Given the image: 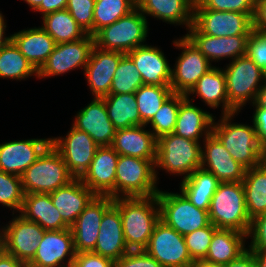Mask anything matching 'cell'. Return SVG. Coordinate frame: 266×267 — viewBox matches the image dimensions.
I'll list each match as a JSON object with an SVG mask.
<instances>
[{
    "label": "cell",
    "instance_id": "cell-18",
    "mask_svg": "<svg viewBox=\"0 0 266 267\" xmlns=\"http://www.w3.org/2000/svg\"><path fill=\"white\" fill-rule=\"evenodd\" d=\"M201 168L213 173L220 182H242L246 168L235 161L221 141L213 134L203 138Z\"/></svg>",
    "mask_w": 266,
    "mask_h": 267
},
{
    "label": "cell",
    "instance_id": "cell-38",
    "mask_svg": "<svg viewBox=\"0 0 266 267\" xmlns=\"http://www.w3.org/2000/svg\"><path fill=\"white\" fill-rule=\"evenodd\" d=\"M29 76L37 77L38 71L10 41L0 49V78L24 80Z\"/></svg>",
    "mask_w": 266,
    "mask_h": 267
},
{
    "label": "cell",
    "instance_id": "cell-54",
    "mask_svg": "<svg viewBox=\"0 0 266 267\" xmlns=\"http://www.w3.org/2000/svg\"><path fill=\"white\" fill-rule=\"evenodd\" d=\"M224 267H257L252 252L248 249L236 260L224 265Z\"/></svg>",
    "mask_w": 266,
    "mask_h": 267
},
{
    "label": "cell",
    "instance_id": "cell-11",
    "mask_svg": "<svg viewBox=\"0 0 266 267\" xmlns=\"http://www.w3.org/2000/svg\"><path fill=\"white\" fill-rule=\"evenodd\" d=\"M144 251L163 267H192L184 236L159 220Z\"/></svg>",
    "mask_w": 266,
    "mask_h": 267
},
{
    "label": "cell",
    "instance_id": "cell-31",
    "mask_svg": "<svg viewBox=\"0 0 266 267\" xmlns=\"http://www.w3.org/2000/svg\"><path fill=\"white\" fill-rule=\"evenodd\" d=\"M197 95L210 108H222V115L237 112L228 101L226 78L222 68L213 66L186 95ZM222 104V105H221Z\"/></svg>",
    "mask_w": 266,
    "mask_h": 267
},
{
    "label": "cell",
    "instance_id": "cell-46",
    "mask_svg": "<svg viewBox=\"0 0 266 267\" xmlns=\"http://www.w3.org/2000/svg\"><path fill=\"white\" fill-rule=\"evenodd\" d=\"M96 0H68L66 9L84 31L93 36V10Z\"/></svg>",
    "mask_w": 266,
    "mask_h": 267
},
{
    "label": "cell",
    "instance_id": "cell-22",
    "mask_svg": "<svg viewBox=\"0 0 266 267\" xmlns=\"http://www.w3.org/2000/svg\"><path fill=\"white\" fill-rule=\"evenodd\" d=\"M125 53L93 47L90 59L84 68L92 96L102 98L110 94V87L118 63Z\"/></svg>",
    "mask_w": 266,
    "mask_h": 267
},
{
    "label": "cell",
    "instance_id": "cell-27",
    "mask_svg": "<svg viewBox=\"0 0 266 267\" xmlns=\"http://www.w3.org/2000/svg\"><path fill=\"white\" fill-rule=\"evenodd\" d=\"M96 194L80 179L50 193L53 205L59 210L62 219L71 226L84 211Z\"/></svg>",
    "mask_w": 266,
    "mask_h": 267
},
{
    "label": "cell",
    "instance_id": "cell-37",
    "mask_svg": "<svg viewBox=\"0 0 266 267\" xmlns=\"http://www.w3.org/2000/svg\"><path fill=\"white\" fill-rule=\"evenodd\" d=\"M42 20L41 27L54 39L56 44L77 41L87 35L67 9L46 14Z\"/></svg>",
    "mask_w": 266,
    "mask_h": 267
},
{
    "label": "cell",
    "instance_id": "cell-14",
    "mask_svg": "<svg viewBox=\"0 0 266 267\" xmlns=\"http://www.w3.org/2000/svg\"><path fill=\"white\" fill-rule=\"evenodd\" d=\"M51 145L61 155L75 179H80L88 170L98 148L87 133L73 126L64 138L52 137Z\"/></svg>",
    "mask_w": 266,
    "mask_h": 267
},
{
    "label": "cell",
    "instance_id": "cell-64",
    "mask_svg": "<svg viewBox=\"0 0 266 267\" xmlns=\"http://www.w3.org/2000/svg\"><path fill=\"white\" fill-rule=\"evenodd\" d=\"M136 4H138L141 0H133Z\"/></svg>",
    "mask_w": 266,
    "mask_h": 267
},
{
    "label": "cell",
    "instance_id": "cell-56",
    "mask_svg": "<svg viewBox=\"0 0 266 267\" xmlns=\"http://www.w3.org/2000/svg\"><path fill=\"white\" fill-rule=\"evenodd\" d=\"M252 106L255 109H266V82H263Z\"/></svg>",
    "mask_w": 266,
    "mask_h": 267
},
{
    "label": "cell",
    "instance_id": "cell-55",
    "mask_svg": "<svg viewBox=\"0 0 266 267\" xmlns=\"http://www.w3.org/2000/svg\"><path fill=\"white\" fill-rule=\"evenodd\" d=\"M0 267H26V265L15 256L4 251L0 256Z\"/></svg>",
    "mask_w": 266,
    "mask_h": 267
},
{
    "label": "cell",
    "instance_id": "cell-52",
    "mask_svg": "<svg viewBox=\"0 0 266 267\" xmlns=\"http://www.w3.org/2000/svg\"><path fill=\"white\" fill-rule=\"evenodd\" d=\"M253 31L266 33V0H256Z\"/></svg>",
    "mask_w": 266,
    "mask_h": 267
},
{
    "label": "cell",
    "instance_id": "cell-21",
    "mask_svg": "<svg viewBox=\"0 0 266 267\" xmlns=\"http://www.w3.org/2000/svg\"><path fill=\"white\" fill-rule=\"evenodd\" d=\"M72 126L87 133L98 147L111 146L117 130L108 117L104 99L97 97L79 110Z\"/></svg>",
    "mask_w": 266,
    "mask_h": 267
},
{
    "label": "cell",
    "instance_id": "cell-16",
    "mask_svg": "<svg viewBox=\"0 0 266 267\" xmlns=\"http://www.w3.org/2000/svg\"><path fill=\"white\" fill-rule=\"evenodd\" d=\"M18 215L3 227L5 251L27 265L33 259L45 230L38 223Z\"/></svg>",
    "mask_w": 266,
    "mask_h": 267
},
{
    "label": "cell",
    "instance_id": "cell-19",
    "mask_svg": "<svg viewBox=\"0 0 266 267\" xmlns=\"http://www.w3.org/2000/svg\"><path fill=\"white\" fill-rule=\"evenodd\" d=\"M51 145V138L14 140L0 144V171L22 176Z\"/></svg>",
    "mask_w": 266,
    "mask_h": 267
},
{
    "label": "cell",
    "instance_id": "cell-43",
    "mask_svg": "<svg viewBox=\"0 0 266 267\" xmlns=\"http://www.w3.org/2000/svg\"><path fill=\"white\" fill-rule=\"evenodd\" d=\"M24 195L21 177L0 171V203L13 210L12 215L20 212Z\"/></svg>",
    "mask_w": 266,
    "mask_h": 267
},
{
    "label": "cell",
    "instance_id": "cell-17",
    "mask_svg": "<svg viewBox=\"0 0 266 267\" xmlns=\"http://www.w3.org/2000/svg\"><path fill=\"white\" fill-rule=\"evenodd\" d=\"M113 205L108 195H96L70 226L76 253L93 252L104 213Z\"/></svg>",
    "mask_w": 266,
    "mask_h": 267
},
{
    "label": "cell",
    "instance_id": "cell-60",
    "mask_svg": "<svg viewBox=\"0 0 266 267\" xmlns=\"http://www.w3.org/2000/svg\"><path fill=\"white\" fill-rule=\"evenodd\" d=\"M23 1H25L28 4V6L31 7L33 11V10H36L40 6L42 0H23Z\"/></svg>",
    "mask_w": 266,
    "mask_h": 267
},
{
    "label": "cell",
    "instance_id": "cell-23",
    "mask_svg": "<svg viewBox=\"0 0 266 267\" xmlns=\"http://www.w3.org/2000/svg\"><path fill=\"white\" fill-rule=\"evenodd\" d=\"M185 34L200 52L212 63L225 58L230 61L246 55L247 42L250 35H235L229 37L208 36L198 31L193 25Z\"/></svg>",
    "mask_w": 266,
    "mask_h": 267
},
{
    "label": "cell",
    "instance_id": "cell-53",
    "mask_svg": "<svg viewBox=\"0 0 266 267\" xmlns=\"http://www.w3.org/2000/svg\"><path fill=\"white\" fill-rule=\"evenodd\" d=\"M68 0H42L40 6L34 12H40L42 17L46 14L66 9Z\"/></svg>",
    "mask_w": 266,
    "mask_h": 267
},
{
    "label": "cell",
    "instance_id": "cell-41",
    "mask_svg": "<svg viewBox=\"0 0 266 267\" xmlns=\"http://www.w3.org/2000/svg\"><path fill=\"white\" fill-rule=\"evenodd\" d=\"M144 85L132 59L125 54L118 63L110 87V94L135 93Z\"/></svg>",
    "mask_w": 266,
    "mask_h": 267
},
{
    "label": "cell",
    "instance_id": "cell-61",
    "mask_svg": "<svg viewBox=\"0 0 266 267\" xmlns=\"http://www.w3.org/2000/svg\"><path fill=\"white\" fill-rule=\"evenodd\" d=\"M5 251V243H4V231L3 228L0 229V256Z\"/></svg>",
    "mask_w": 266,
    "mask_h": 267
},
{
    "label": "cell",
    "instance_id": "cell-1",
    "mask_svg": "<svg viewBox=\"0 0 266 267\" xmlns=\"http://www.w3.org/2000/svg\"><path fill=\"white\" fill-rule=\"evenodd\" d=\"M113 204L119 209L124 239L130 251L144 250L156 223L160 220L157 195L118 197Z\"/></svg>",
    "mask_w": 266,
    "mask_h": 267
},
{
    "label": "cell",
    "instance_id": "cell-28",
    "mask_svg": "<svg viewBox=\"0 0 266 267\" xmlns=\"http://www.w3.org/2000/svg\"><path fill=\"white\" fill-rule=\"evenodd\" d=\"M194 98L186 97L179 105L173 133L186 139L200 142L212 133L213 114L194 106Z\"/></svg>",
    "mask_w": 266,
    "mask_h": 267
},
{
    "label": "cell",
    "instance_id": "cell-9",
    "mask_svg": "<svg viewBox=\"0 0 266 267\" xmlns=\"http://www.w3.org/2000/svg\"><path fill=\"white\" fill-rule=\"evenodd\" d=\"M157 198L160 220L183 236L211 223L208 211L197 208L181 191L159 190Z\"/></svg>",
    "mask_w": 266,
    "mask_h": 267
},
{
    "label": "cell",
    "instance_id": "cell-5",
    "mask_svg": "<svg viewBox=\"0 0 266 267\" xmlns=\"http://www.w3.org/2000/svg\"><path fill=\"white\" fill-rule=\"evenodd\" d=\"M155 160L119 155L115 176V198L157 195Z\"/></svg>",
    "mask_w": 266,
    "mask_h": 267
},
{
    "label": "cell",
    "instance_id": "cell-48",
    "mask_svg": "<svg viewBox=\"0 0 266 267\" xmlns=\"http://www.w3.org/2000/svg\"><path fill=\"white\" fill-rule=\"evenodd\" d=\"M115 267H163L144 250L129 251L115 262Z\"/></svg>",
    "mask_w": 266,
    "mask_h": 267
},
{
    "label": "cell",
    "instance_id": "cell-50",
    "mask_svg": "<svg viewBox=\"0 0 266 267\" xmlns=\"http://www.w3.org/2000/svg\"><path fill=\"white\" fill-rule=\"evenodd\" d=\"M73 267H115V261L93 252L76 253Z\"/></svg>",
    "mask_w": 266,
    "mask_h": 267
},
{
    "label": "cell",
    "instance_id": "cell-30",
    "mask_svg": "<svg viewBox=\"0 0 266 267\" xmlns=\"http://www.w3.org/2000/svg\"><path fill=\"white\" fill-rule=\"evenodd\" d=\"M11 41L38 71L55 48L54 39L42 28L23 29L11 35Z\"/></svg>",
    "mask_w": 266,
    "mask_h": 267
},
{
    "label": "cell",
    "instance_id": "cell-45",
    "mask_svg": "<svg viewBox=\"0 0 266 267\" xmlns=\"http://www.w3.org/2000/svg\"><path fill=\"white\" fill-rule=\"evenodd\" d=\"M256 0H195L193 9L255 13Z\"/></svg>",
    "mask_w": 266,
    "mask_h": 267
},
{
    "label": "cell",
    "instance_id": "cell-40",
    "mask_svg": "<svg viewBox=\"0 0 266 267\" xmlns=\"http://www.w3.org/2000/svg\"><path fill=\"white\" fill-rule=\"evenodd\" d=\"M137 7L133 0H96L93 10V36Z\"/></svg>",
    "mask_w": 266,
    "mask_h": 267
},
{
    "label": "cell",
    "instance_id": "cell-44",
    "mask_svg": "<svg viewBox=\"0 0 266 267\" xmlns=\"http://www.w3.org/2000/svg\"><path fill=\"white\" fill-rule=\"evenodd\" d=\"M216 229L217 228L210 223L208 226L197 229L184 236L188 252L194 262L205 259Z\"/></svg>",
    "mask_w": 266,
    "mask_h": 267
},
{
    "label": "cell",
    "instance_id": "cell-59",
    "mask_svg": "<svg viewBox=\"0 0 266 267\" xmlns=\"http://www.w3.org/2000/svg\"><path fill=\"white\" fill-rule=\"evenodd\" d=\"M192 267H224V265L213 264V263H209V262H206V261L202 260V261L195 262L192 265Z\"/></svg>",
    "mask_w": 266,
    "mask_h": 267
},
{
    "label": "cell",
    "instance_id": "cell-36",
    "mask_svg": "<svg viewBox=\"0 0 266 267\" xmlns=\"http://www.w3.org/2000/svg\"><path fill=\"white\" fill-rule=\"evenodd\" d=\"M102 98L108 117L116 129L142 125L134 93L109 94Z\"/></svg>",
    "mask_w": 266,
    "mask_h": 267
},
{
    "label": "cell",
    "instance_id": "cell-13",
    "mask_svg": "<svg viewBox=\"0 0 266 267\" xmlns=\"http://www.w3.org/2000/svg\"><path fill=\"white\" fill-rule=\"evenodd\" d=\"M94 36L87 34L73 42L58 43L46 62L38 70V78H47L68 73L76 68L86 67L93 47Z\"/></svg>",
    "mask_w": 266,
    "mask_h": 267
},
{
    "label": "cell",
    "instance_id": "cell-15",
    "mask_svg": "<svg viewBox=\"0 0 266 267\" xmlns=\"http://www.w3.org/2000/svg\"><path fill=\"white\" fill-rule=\"evenodd\" d=\"M75 256L70 228L45 231L33 259L26 267H73Z\"/></svg>",
    "mask_w": 266,
    "mask_h": 267
},
{
    "label": "cell",
    "instance_id": "cell-51",
    "mask_svg": "<svg viewBox=\"0 0 266 267\" xmlns=\"http://www.w3.org/2000/svg\"><path fill=\"white\" fill-rule=\"evenodd\" d=\"M252 118V124H254L260 147L263 150L266 147V109H255Z\"/></svg>",
    "mask_w": 266,
    "mask_h": 267
},
{
    "label": "cell",
    "instance_id": "cell-34",
    "mask_svg": "<svg viewBox=\"0 0 266 267\" xmlns=\"http://www.w3.org/2000/svg\"><path fill=\"white\" fill-rule=\"evenodd\" d=\"M219 183L220 181L213 173L203 168H198L189 177L182 180L180 191L197 208L208 211L210 201Z\"/></svg>",
    "mask_w": 266,
    "mask_h": 267
},
{
    "label": "cell",
    "instance_id": "cell-58",
    "mask_svg": "<svg viewBox=\"0 0 266 267\" xmlns=\"http://www.w3.org/2000/svg\"><path fill=\"white\" fill-rule=\"evenodd\" d=\"M256 261L257 267H266V251L250 250Z\"/></svg>",
    "mask_w": 266,
    "mask_h": 267
},
{
    "label": "cell",
    "instance_id": "cell-35",
    "mask_svg": "<svg viewBox=\"0 0 266 267\" xmlns=\"http://www.w3.org/2000/svg\"><path fill=\"white\" fill-rule=\"evenodd\" d=\"M245 192V204L251 220L266 213V166L246 169L242 181Z\"/></svg>",
    "mask_w": 266,
    "mask_h": 267
},
{
    "label": "cell",
    "instance_id": "cell-33",
    "mask_svg": "<svg viewBox=\"0 0 266 267\" xmlns=\"http://www.w3.org/2000/svg\"><path fill=\"white\" fill-rule=\"evenodd\" d=\"M247 238V234L237 230L217 228L204 261L226 265L236 260L248 250L245 247Z\"/></svg>",
    "mask_w": 266,
    "mask_h": 267
},
{
    "label": "cell",
    "instance_id": "cell-2",
    "mask_svg": "<svg viewBox=\"0 0 266 267\" xmlns=\"http://www.w3.org/2000/svg\"><path fill=\"white\" fill-rule=\"evenodd\" d=\"M239 112L225 114L218 122H213L212 133L221 141L224 147L246 169L262 163V149L260 147L256 129L252 125L232 123V119Z\"/></svg>",
    "mask_w": 266,
    "mask_h": 267
},
{
    "label": "cell",
    "instance_id": "cell-25",
    "mask_svg": "<svg viewBox=\"0 0 266 267\" xmlns=\"http://www.w3.org/2000/svg\"><path fill=\"white\" fill-rule=\"evenodd\" d=\"M119 209L113 204L103 215L93 253L113 261L128 253Z\"/></svg>",
    "mask_w": 266,
    "mask_h": 267
},
{
    "label": "cell",
    "instance_id": "cell-12",
    "mask_svg": "<svg viewBox=\"0 0 266 267\" xmlns=\"http://www.w3.org/2000/svg\"><path fill=\"white\" fill-rule=\"evenodd\" d=\"M255 13L193 9V26L203 34L215 37L250 35Z\"/></svg>",
    "mask_w": 266,
    "mask_h": 267
},
{
    "label": "cell",
    "instance_id": "cell-62",
    "mask_svg": "<svg viewBox=\"0 0 266 267\" xmlns=\"http://www.w3.org/2000/svg\"><path fill=\"white\" fill-rule=\"evenodd\" d=\"M262 163L266 166V147L262 150Z\"/></svg>",
    "mask_w": 266,
    "mask_h": 267
},
{
    "label": "cell",
    "instance_id": "cell-29",
    "mask_svg": "<svg viewBox=\"0 0 266 267\" xmlns=\"http://www.w3.org/2000/svg\"><path fill=\"white\" fill-rule=\"evenodd\" d=\"M19 214L27 220L38 223L45 231L70 228L53 205L50 193L25 194Z\"/></svg>",
    "mask_w": 266,
    "mask_h": 267
},
{
    "label": "cell",
    "instance_id": "cell-39",
    "mask_svg": "<svg viewBox=\"0 0 266 267\" xmlns=\"http://www.w3.org/2000/svg\"><path fill=\"white\" fill-rule=\"evenodd\" d=\"M171 87H160L153 85H142L134 94L138 104V112L142 125L152 120L161 105L172 94Z\"/></svg>",
    "mask_w": 266,
    "mask_h": 267
},
{
    "label": "cell",
    "instance_id": "cell-20",
    "mask_svg": "<svg viewBox=\"0 0 266 267\" xmlns=\"http://www.w3.org/2000/svg\"><path fill=\"white\" fill-rule=\"evenodd\" d=\"M119 154L111 146L98 147L80 180L96 195L115 198V176Z\"/></svg>",
    "mask_w": 266,
    "mask_h": 267
},
{
    "label": "cell",
    "instance_id": "cell-42",
    "mask_svg": "<svg viewBox=\"0 0 266 267\" xmlns=\"http://www.w3.org/2000/svg\"><path fill=\"white\" fill-rule=\"evenodd\" d=\"M186 98L184 94L172 93L161 105L158 112L147 124L151 125V132L158 139L165 134L173 133L177 121L180 103Z\"/></svg>",
    "mask_w": 266,
    "mask_h": 267
},
{
    "label": "cell",
    "instance_id": "cell-8",
    "mask_svg": "<svg viewBox=\"0 0 266 267\" xmlns=\"http://www.w3.org/2000/svg\"><path fill=\"white\" fill-rule=\"evenodd\" d=\"M223 72L229 104L237 112L247 103L253 104L264 82L262 69L246 54L230 61Z\"/></svg>",
    "mask_w": 266,
    "mask_h": 267
},
{
    "label": "cell",
    "instance_id": "cell-10",
    "mask_svg": "<svg viewBox=\"0 0 266 267\" xmlns=\"http://www.w3.org/2000/svg\"><path fill=\"white\" fill-rule=\"evenodd\" d=\"M173 44L182 52L171 70L170 87L173 93L187 95L213 65L186 35L174 40Z\"/></svg>",
    "mask_w": 266,
    "mask_h": 267
},
{
    "label": "cell",
    "instance_id": "cell-49",
    "mask_svg": "<svg viewBox=\"0 0 266 267\" xmlns=\"http://www.w3.org/2000/svg\"><path fill=\"white\" fill-rule=\"evenodd\" d=\"M247 237H251L249 250L266 251V213L251 220Z\"/></svg>",
    "mask_w": 266,
    "mask_h": 267
},
{
    "label": "cell",
    "instance_id": "cell-47",
    "mask_svg": "<svg viewBox=\"0 0 266 267\" xmlns=\"http://www.w3.org/2000/svg\"><path fill=\"white\" fill-rule=\"evenodd\" d=\"M246 54L263 72L266 70V33L253 31L250 34Z\"/></svg>",
    "mask_w": 266,
    "mask_h": 267
},
{
    "label": "cell",
    "instance_id": "cell-57",
    "mask_svg": "<svg viewBox=\"0 0 266 267\" xmlns=\"http://www.w3.org/2000/svg\"><path fill=\"white\" fill-rule=\"evenodd\" d=\"M6 23L4 20L3 14L0 12V49L7 45L11 41V35L10 36H4L6 31Z\"/></svg>",
    "mask_w": 266,
    "mask_h": 267
},
{
    "label": "cell",
    "instance_id": "cell-24",
    "mask_svg": "<svg viewBox=\"0 0 266 267\" xmlns=\"http://www.w3.org/2000/svg\"><path fill=\"white\" fill-rule=\"evenodd\" d=\"M141 75L144 85L170 87L171 70L164 53L157 46L144 44L127 53Z\"/></svg>",
    "mask_w": 266,
    "mask_h": 267
},
{
    "label": "cell",
    "instance_id": "cell-7",
    "mask_svg": "<svg viewBox=\"0 0 266 267\" xmlns=\"http://www.w3.org/2000/svg\"><path fill=\"white\" fill-rule=\"evenodd\" d=\"M25 194L51 193L68 185L75 178L61 155L50 145L22 174Z\"/></svg>",
    "mask_w": 266,
    "mask_h": 267
},
{
    "label": "cell",
    "instance_id": "cell-26",
    "mask_svg": "<svg viewBox=\"0 0 266 267\" xmlns=\"http://www.w3.org/2000/svg\"><path fill=\"white\" fill-rule=\"evenodd\" d=\"M111 147L119 154L156 160L157 138L146 125L117 129Z\"/></svg>",
    "mask_w": 266,
    "mask_h": 267
},
{
    "label": "cell",
    "instance_id": "cell-6",
    "mask_svg": "<svg viewBox=\"0 0 266 267\" xmlns=\"http://www.w3.org/2000/svg\"><path fill=\"white\" fill-rule=\"evenodd\" d=\"M148 26L147 18L136 7L114 23L100 29L94 35L95 46L127 54L144 45L148 36Z\"/></svg>",
    "mask_w": 266,
    "mask_h": 267
},
{
    "label": "cell",
    "instance_id": "cell-32",
    "mask_svg": "<svg viewBox=\"0 0 266 267\" xmlns=\"http://www.w3.org/2000/svg\"><path fill=\"white\" fill-rule=\"evenodd\" d=\"M195 0H141L137 7L142 14L152 16L170 24L185 25L187 30L193 24Z\"/></svg>",
    "mask_w": 266,
    "mask_h": 267
},
{
    "label": "cell",
    "instance_id": "cell-4",
    "mask_svg": "<svg viewBox=\"0 0 266 267\" xmlns=\"http://www.w3.org/2000/svg\"><path fill=\"white\" fill-rule=\"evenodd\" d=\"M202 145L198 141L183 138L174 133L165 134L157 139L155 176L157 169H163L170 175H184L183 180L198 168H201Z\"/></svg>",
    "mask_w": 266,
    "mask_h": 267
},
{
    "label": "cell",
    "instance_id": "cell-63",
    "mask_svg": "<svg viewBox=\"0 0 266 267\" xmlns=\"http://www.w3.org/2000/svg\"><path fill=\"white\" fill-rule=\"evenodd\" d=\"M264 82H266V70L264 71Z\"/></svg>",
    "mask_w": 266,
    "mask_h": 267
},
{
    "label": "cell",
    "instance_id": "cell-3",
    "mask_svg": "<svg viewBox=\"0 0 266 267\" xmlns=\"http://www.w3.org/2000/svg\"><path fill=\"white\" fill-rule=\"evenodd\" d=\"M208 213L216 228L233 229L248 235L251 219L246 209L243 183L220 182Z\"/></svg>",
    "mask_w": 266,
    "mask_h": 267
}]
</instances>
